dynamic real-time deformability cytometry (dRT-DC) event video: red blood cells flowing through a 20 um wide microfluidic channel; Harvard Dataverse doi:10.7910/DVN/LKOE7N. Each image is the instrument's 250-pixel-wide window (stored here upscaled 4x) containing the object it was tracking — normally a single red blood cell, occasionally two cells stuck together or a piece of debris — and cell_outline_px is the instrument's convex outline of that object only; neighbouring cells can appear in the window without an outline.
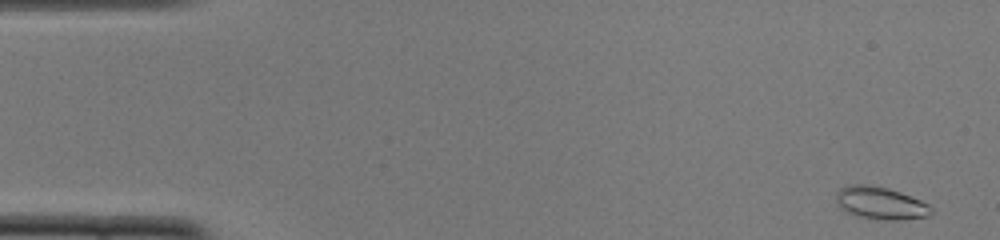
{"species": "common noctule bat (a hibernating species)", "species_latin": "Nyctalus noctula", "temperature_condition": "cold", "stored_images_in_passage": 51, "camera_frame_rate_fps": 3000, "um_per_image_px": 0.085, "animal": {"sex": "female", "body_mass_g": 22.0, "forearm_length_mm": 56.7}, "frame": {"image": 1, "passage_image": 1, "time_ms": 0.0, "image_size_px": [1000, 240], "cell_outline_px": [[932, 212], [928, 216], [900, 220], [888, 220], [856, 216], [840, 208], [836, 204], [836, 192], [840, 188], [848, 184], [868, 184], [888, 188], [900, 192], [920, 200], [928, 204], [932, 208]], "centroid_in_image_um": [74.81, 17.25], "position_along_channel_um": 10.2, "area_um2": 18.09}}
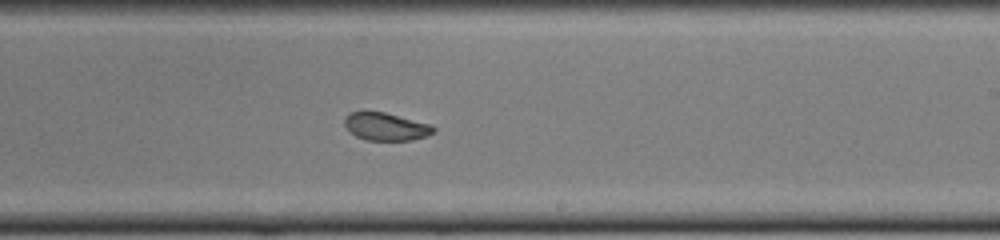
{"frame": {"image": 2, "passage_image": 30, "time_ms": 9.667, "image_size_px": [1000, 240], "cell_outline_px": [[436, 132], [428, 136], [412, 140], [364, 140], [348, 132], [344, 124], [344, 116], [352, 112], [384, 112], [432, 124], [436, 128]], "centroid_in_image_um": [32.82, 10.77], "position_along_channel_um": 256.2, "area_um2": 14.62}}
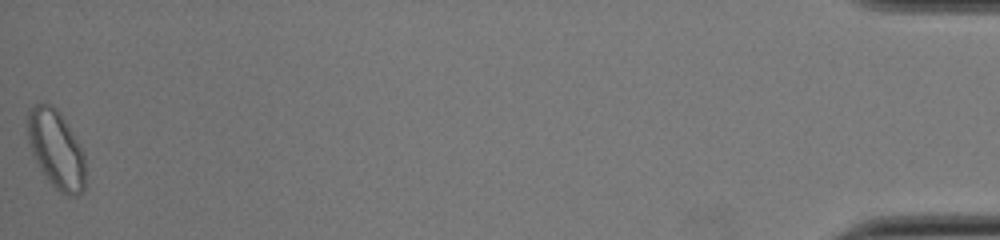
{"frame": {"image": 3, "passage_image": 51, "time_ms": 16.667, "image_size_px": [1000, 240], "cell_outline_px": [[84, 188], [76, 196], [68, 196], [60, 192], [48, 180], [40, 168], [32, 152], [28, 140], [28, 108], [36, 104], [52, 104], [60, 112], [84, 152]], "centroid_in_image_um": [4.77, 12.67], "position_along_channel_um": 430.4, "area_um2": 26.01}, "authors_computed_cell_mechanics": {"area_um2": 16.473, "velocity_mm_per_s": 3.8631, "shape_relaxation_time_tau1_ms": 7.7824, "shape_relaxation_time_tau2_ms": 1.6273, "deformation_change_tau1": 0.1678, "deformation_change_tau2": 0.0534}}